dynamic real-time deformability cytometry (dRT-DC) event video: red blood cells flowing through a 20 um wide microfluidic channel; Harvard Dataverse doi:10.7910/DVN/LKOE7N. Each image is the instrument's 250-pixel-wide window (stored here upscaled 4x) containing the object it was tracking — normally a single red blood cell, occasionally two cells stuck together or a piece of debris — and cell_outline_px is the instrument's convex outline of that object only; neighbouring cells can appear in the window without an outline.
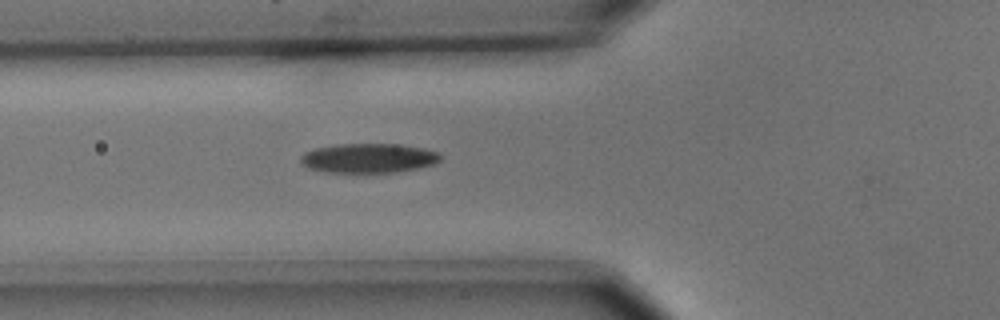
{"species": "common noctule bat (a hibernating species)", "species_latin": "Nyctalus noctula", "temperature_condition": "cold", "stored_images_in_passage": 6, "segment_of_instrument_passage": [1, 2], "camera_frame_rate_fps": 3000, "um_per_image_px": 0.085, "animal": {"sex": "male", "body_mass_g": 15.6}, "frame": {"image": 1, "passage_image": 5, "time_ms": 1.333, "image_size_px": [1000, 320], "cell_outline_px": [[444, 156], [436, 164], [420, 168], [396, 172], [328, 172], [308, 168], [300, 160], [300, 156], [304, 152], [312, 148], [336, 144], [400, 144], [424, 148], [436, 152]], "centroid_in_image_um": [31.35, 13.43], "position_along_channel_um": 94.5, "area_um2": 24.22}}